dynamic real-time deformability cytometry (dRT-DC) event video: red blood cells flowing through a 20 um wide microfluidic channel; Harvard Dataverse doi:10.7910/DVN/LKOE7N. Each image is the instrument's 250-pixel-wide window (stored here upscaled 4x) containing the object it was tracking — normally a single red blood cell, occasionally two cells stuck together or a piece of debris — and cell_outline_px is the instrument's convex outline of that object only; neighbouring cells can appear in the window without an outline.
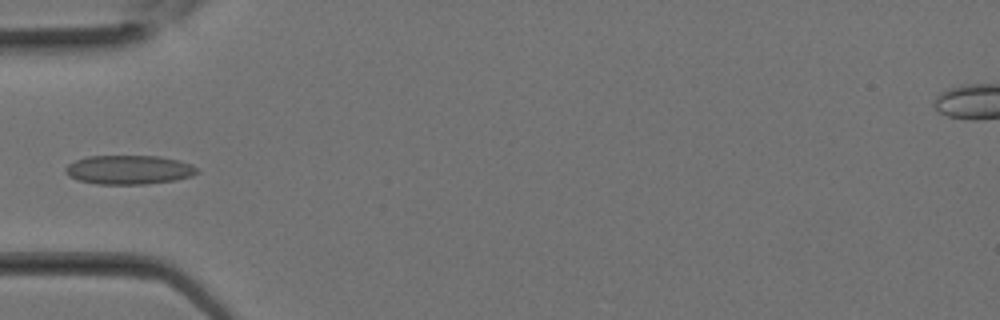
{"species": "Egyptian fruit bat (a non-hibernating species)", "species_latin": "Rousettus aegyptiacus", "temperature_condition": "room temperature", "stored_images_in_passage": 9, "camera_frame_rate_fps": 3000, "um_per_image_px": 0.085, "animal": {"sex": "female"}, "frame": {"image": 1, "passage_image": 8, "time_ms": 2.333, "image_size_px": [1000, 320], "cell_outline_px": [[200, 172], [192, 176], [176, 180], [148, 184], [96, 184], [76, 180], [68, 176], [64, 172], [64, 168], [68, 164], [76, 160], [88, 156], [160, 156], [180, 160], [192, 164]], "centroid_in_image_um": [10.96, 14.43], "position_along_channel_um": 74.0, "area_um2": 22.6}}